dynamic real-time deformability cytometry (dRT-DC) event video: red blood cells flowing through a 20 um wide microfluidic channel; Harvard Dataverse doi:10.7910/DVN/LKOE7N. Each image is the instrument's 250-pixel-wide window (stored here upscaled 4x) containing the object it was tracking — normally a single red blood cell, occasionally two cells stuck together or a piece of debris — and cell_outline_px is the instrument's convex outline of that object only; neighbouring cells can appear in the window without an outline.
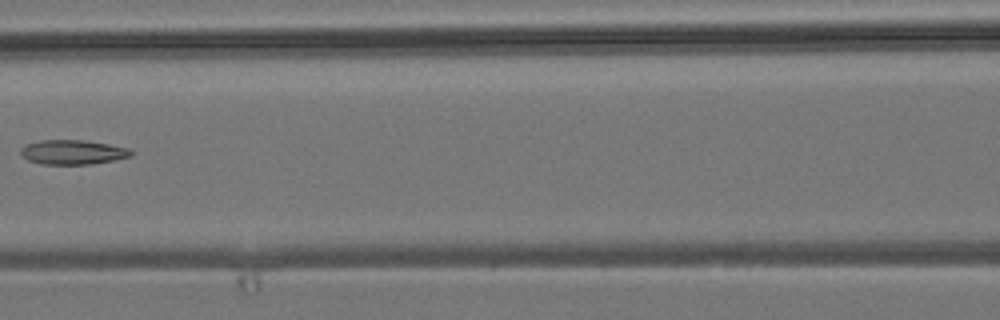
{"species": "common noctule bat (a hibernating species)", "species_latin": "Nyctalus noctula", "temperature_condition": "room temperature", "stored_images_in_passage": 5, "camera_frame_rate_fps": 3000, "um_per_image_px": 0.085, "animal": {"sex": "male", "body_mass_g": 19.2, "forearm_length_mm": 51.8}, "frame": {"image": 1, "passage_image": 4, "time_ms": 7.0, "image_size_px": [1000, 320], "cell_outline_px": [[132, 156], [116, 160], [92, 164], [44, 164], [28, 160], [20, 156], [20, 148], [24, 144], [40, 140], [80, 140], [108, 144], [128, 148], [132, 152]], "centroid_in_image_um": [6.14, 12.93], "position_along_channel_um": 160.5, "area_um2": 15.84}}
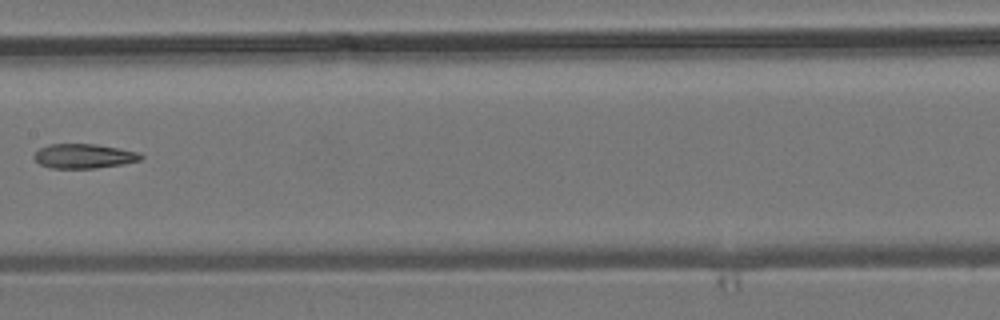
{"frame": {"image": 2, "passage_image": 5, "time_ms": 8.0, "image_size_px": [1000, 320], "cell_outline_px": [[144, 156], [140, 160], [120, 164], [96, 168], [52, 168], [40, 164], [32, 156], [40, 148], [48, 144], [96, 144], [140, 152]], "centroid_in_image_um": [7.13, 13.26], "position_along_channel_um": 200.3, "area_um2": 15.14}}